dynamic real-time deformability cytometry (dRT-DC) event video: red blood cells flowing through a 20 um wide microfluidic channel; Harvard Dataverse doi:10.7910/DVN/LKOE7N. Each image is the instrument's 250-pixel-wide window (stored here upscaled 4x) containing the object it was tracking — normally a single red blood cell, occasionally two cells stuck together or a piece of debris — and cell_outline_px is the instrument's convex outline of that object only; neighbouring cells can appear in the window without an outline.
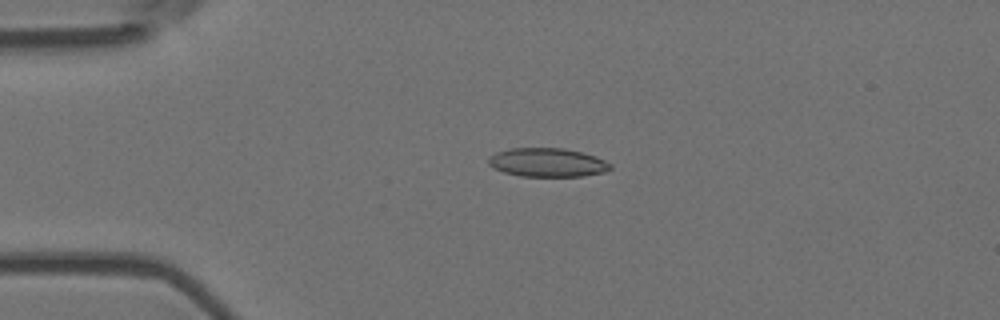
{"species": "Egyptian fruit bat (a non-hibernating species)", "species_latin": "Rousettus aegyptiacus", "temperature_condition": "room temperature", "stored_images_in_passage": 4, "camera_frame_rate_fps": 3000, "um_per_image_px": 0.085, "animal": {"sex": "female"}, "frame": {"image": 1, "passage_image": 3, "time_ms": 0.667, "image_size_px": [1000, 320], "cell_outline_px": [[612, 168], [604, 172], [584, 176], [520, 176], [504, 172], [488, 164], [488, 156], [496, 152], [508, 148], [564, 148], [596, 156], [612, 164]], "centroid_in_image_um": [46.53, 13.8], "position_along_channel_um": 38.5, "area_um2": 20.46}}